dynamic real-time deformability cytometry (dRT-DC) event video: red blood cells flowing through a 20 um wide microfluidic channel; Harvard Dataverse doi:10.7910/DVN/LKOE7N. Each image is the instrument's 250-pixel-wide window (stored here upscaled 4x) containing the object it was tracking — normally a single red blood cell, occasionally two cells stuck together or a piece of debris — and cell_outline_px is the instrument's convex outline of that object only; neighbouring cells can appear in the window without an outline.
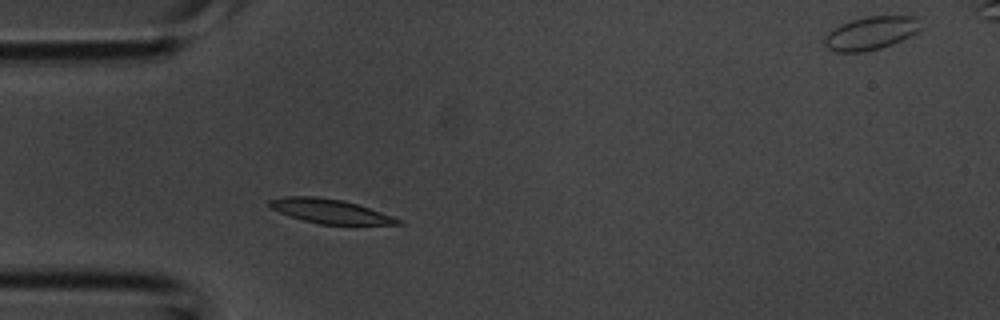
{"species": "common noctule bat (a hibernating species)", "species_latin": "Nyctalus noctula", "temperature_condition": "room temperature", "stored_images_in_passage": 3, "camera_frame_rate_fps": 3000, "um_per_image_px": 0.085, "animal": {"sex": "male", "body_mass_g": 20.1, "forearm_length_mm": 53.5}, "frame": {"image": 1, "passage_image": 2, "time_ms": 0.333, "image_size_px": [1000, 320], "cell_outline_px": [[404, 224], [320, 224], [288, 216], [268, 208], [268, 200], [284, 196], [316, 196], [344, 200], [404, 220]], "centroid_in_image_um": [27.99, 17.94], "position_along_channel_um": 57.0, "area_um2": 18.15}}